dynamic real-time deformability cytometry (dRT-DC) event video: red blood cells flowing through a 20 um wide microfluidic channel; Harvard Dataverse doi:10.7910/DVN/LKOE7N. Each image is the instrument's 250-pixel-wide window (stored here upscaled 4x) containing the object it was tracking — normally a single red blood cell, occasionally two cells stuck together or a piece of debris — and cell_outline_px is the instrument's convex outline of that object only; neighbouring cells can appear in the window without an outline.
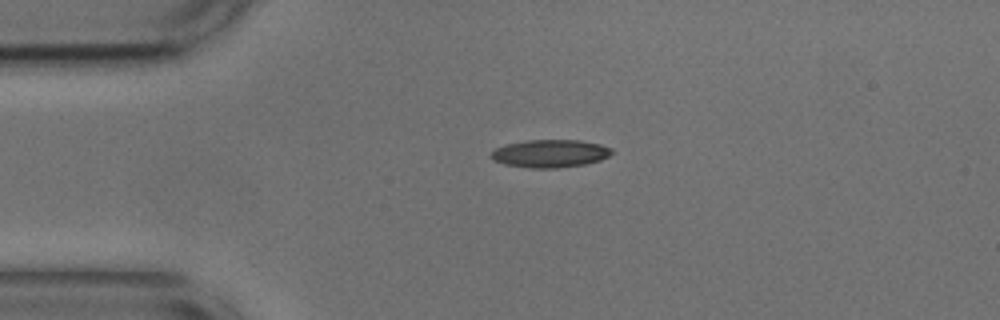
{"species": "common noctule bat (a hibernating species)", "species_latin": "Nyctalus noctula", "temperature_condition": "cold", "stored_images_in_passage": 43, "camera_frame_rate_fps": 3000, "um_per_image_px": 0.085, "animal": {"sex": "male", "body_mass_g": 17.9, "forearm_length_mm": 54.2}, "frame": {"image": 1, "passage_image": 1, "time_ms": 0.0, "image_size_px": [1000, 320], "cell_outline_px": [[612, 152], [608, 156], [600, 160], [584, 164], [556, 168], [532, 168], [504, 164], [492, 160], [492, 152], [496, 148], [504, 144], [524, 140], [580, 140], [600, 144], [612, 148]], "centroid_in_image_um": [46.74, 13.04], "position_along_channel_um": 38.3, "area_um2": 19.54}}
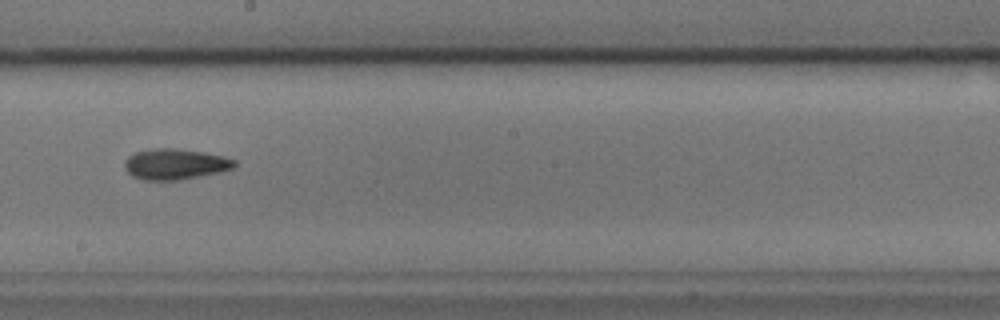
{"frame": {"image": 2, "passage_image": 19, "time_ms": 6.0, "image_size_px": [1000, 320], "cell_outline_px": [[236, 164], [232, 168], [220, 172], [180, 180], [140, 180], [132, 176], [124, 168], [124, 160], [128, 156], [136, 152], [156, 148], [172, 148], [204, 152], [224, 156], [236, 160]], "centroid_in_image_um": [14.87, 13.96], "position_along_channel_um": 233.3, "area_um2": 19.77}}
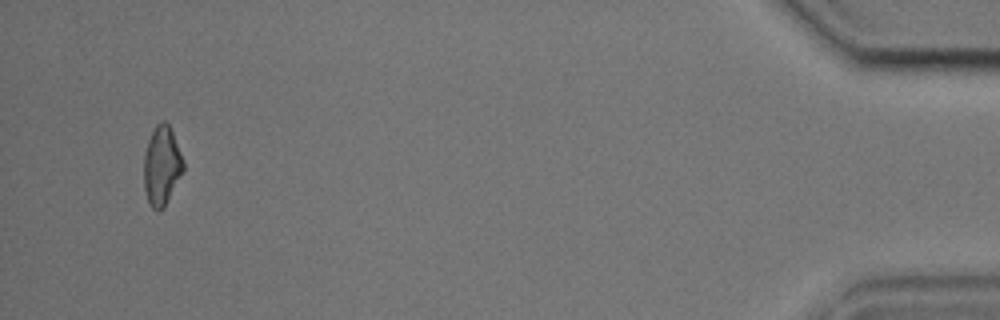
{"frame": {"image": 3, "passage_image": 41, "time_ms": 13.333, "image_size_px": [1000, 320], "cell_outline_px": [[184, 172], [164, 208], [156, 212], [148, 204], [144, 188], [144, 156], [148, 140], [156, 124], [160, 120], [164, 120], [168, 124], [172, 132], [184, 160]], "centroid_in_image_um": [13.76, 14.12], "position_along_channel_um": 421.4, "area_um2": 18.5}, "authors_computed_cell_mechanics": {"area_um2": 18.785, "velocity_mm_per_s": 3.6727, "shape_relaxation_time_tau1_ms": 4.6692, "shape_relaxation_time_tau2_ms": null, "deformation_change_tau1": 0.1374, "deformation_change_tau2": null}}